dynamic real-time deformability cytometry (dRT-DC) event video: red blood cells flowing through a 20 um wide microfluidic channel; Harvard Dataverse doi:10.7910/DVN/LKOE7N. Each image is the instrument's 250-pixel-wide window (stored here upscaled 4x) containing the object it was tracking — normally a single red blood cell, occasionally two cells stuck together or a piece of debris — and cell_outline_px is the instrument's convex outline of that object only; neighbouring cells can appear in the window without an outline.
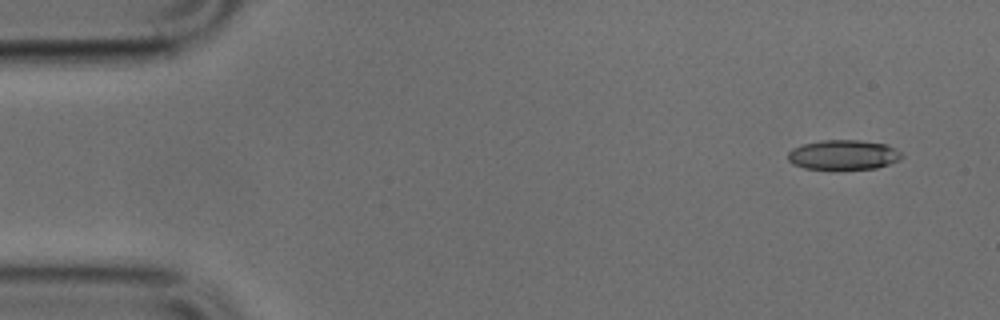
{"species": "common noctule bat (a hibernating species)", "species_latin": "Nyctalus noctula", "temperature_condition": "cold", "stored_images_in_passage": 16, "camera_frame_rate_fps": 3000, "um_per_image_px": 0.085, "animal": {"sex": "male", "body_mass_g": 17.9, "forearm_length_mm": 54.2}, "frame": {"image": 1, "passage_image": 1, "time_ms": 0.0, "image_size_px": [1000, 320], "cell_outline_px": [[904, 156], [900, 160], [876, 168], [804, 168], [792, 164], [788, 160], [788, 152], [792, 148], [804, 144], [820, 140], [860, 140], [888, 144], [896, 148]], "centroid_in_image_um": [71.71, 13.14], "position_along_channel_um": 13.3, "area_um2": 19.65}}
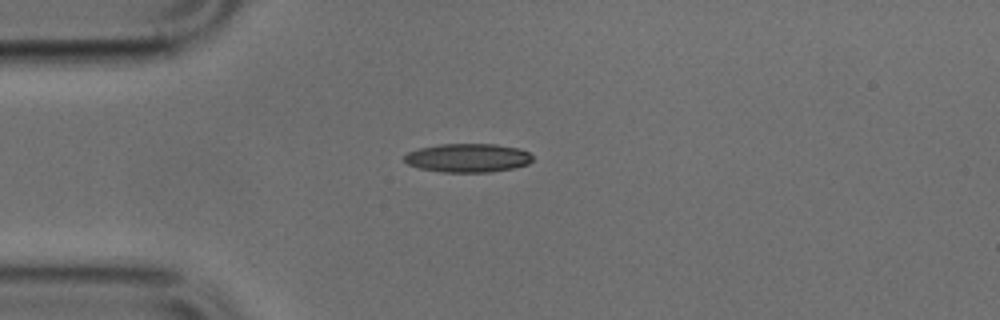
{"frame": {"image": 2, "passage_image": 10, "time_ms": 3.0, "image_size_px": [1000, 320], "cell_outline_px": [[532, 160], [528, 164], [516, 168], [492, 172], [444, 172], [420, 168], [408, 164], [404, 160], [404, 156], [408, 152], [420, 148], [440, 144], [496, 144], [520, 148], [528, 152], [532, 156]], "centroid_in_image_um": [39.8, 13.42], "position_along_channel_um": 45.2, "area_um2": 21.5}}